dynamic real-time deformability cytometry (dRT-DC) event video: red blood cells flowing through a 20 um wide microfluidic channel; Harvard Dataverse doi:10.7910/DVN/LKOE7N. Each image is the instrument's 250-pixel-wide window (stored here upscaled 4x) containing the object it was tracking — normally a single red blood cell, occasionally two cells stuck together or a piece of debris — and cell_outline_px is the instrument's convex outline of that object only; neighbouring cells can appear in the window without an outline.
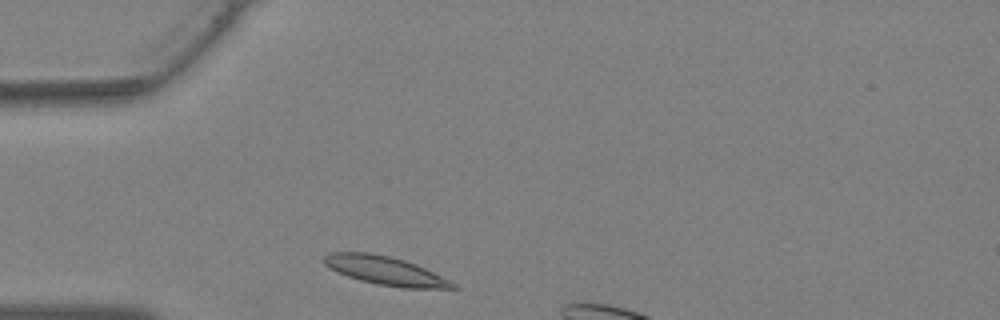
{"species": "Egyptian fruit bat (a non-hibernating species)", "species_latin": "Rousettus aegyptiacus", "temperature_condition": "warm", "stored_images_in_passage": 5, "camera_frame_rate_fps": 3000, "um_per_image_px": 0.085, "animal": {"sex": "female"}, "frame": {"image": 1, "passage_image": 1, "time_ms": 0.0, "image_size_px": [1000, 320], "cell_outline_px": [[460, 288], [400, 288], [376, 284], [360, 280], [336, 272], [324, 264], [324, 256], [332, 252], [368, 252], [388, 256], [404, 260], [416, 264], [456, 284]], "centroid_in_image_um": [32.72, 23.01], "position_along_channel_um": 52.3, "area_um2": 21.21}}
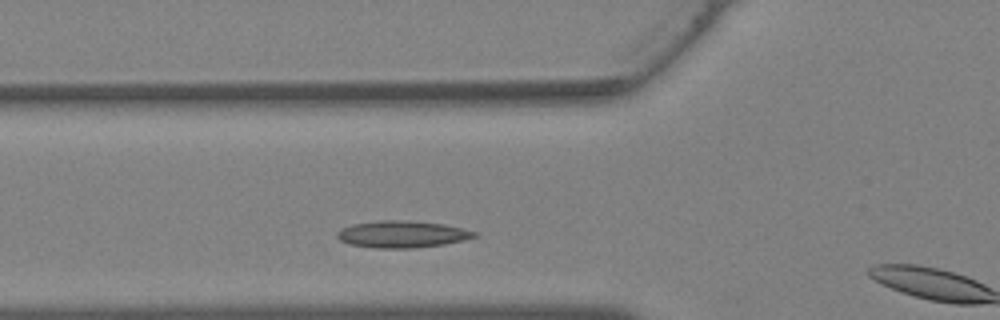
{"frame": {"image": 2, "passage_image": 4, "time_ms": 1.0, "image_size_px": [1000, 320], "cell_outline_px": [[476, 236], [464, 240], [444, 244], [416, 248], [372, 248], [352, 244], [340, 240], [336, 236], [336, 232], [340, 228], [352, 224], [380, 220], [404, 220], [444, 224], [476, 232]], "centroid_in_image_um": [34.13, 19.91], "position_along_channel_um": 91.7, "area_um2": 21.44}}